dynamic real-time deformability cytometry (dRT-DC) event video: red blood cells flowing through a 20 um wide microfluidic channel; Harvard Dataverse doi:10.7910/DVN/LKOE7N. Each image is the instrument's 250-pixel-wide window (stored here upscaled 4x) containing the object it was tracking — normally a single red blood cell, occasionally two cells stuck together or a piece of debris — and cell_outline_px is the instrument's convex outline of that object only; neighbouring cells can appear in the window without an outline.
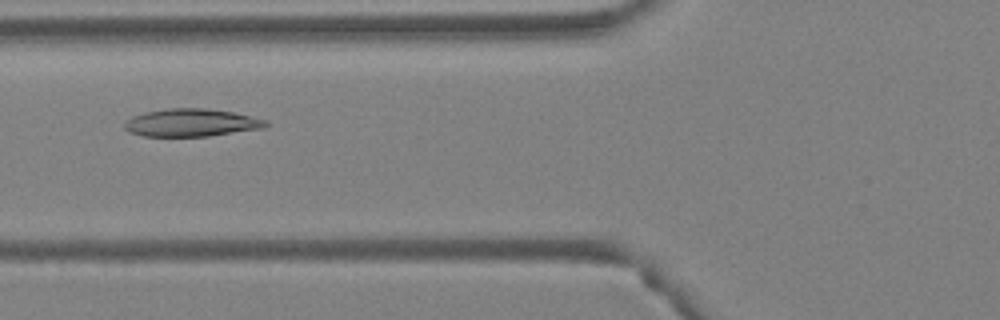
{"species": "Egyptian fruit bat (a non-hibernating species)", "species_latin": "Rousettus aegyptiacus", "temperature_condition": "warm", "stored_images_in_passage": 38, "camera_frame_rate_fps": 3000, "um_per_image_px": 0.085, "animal": {"sex": "female"}, "frame": {"image": 1, "passage_image": 8, "time_ms": 2.333, "image_size_px": [1000, 320], "cell_outline_px": [[268, 124], [264, 128], [208, 136], [144, 136], [132, 132], [124, 128], [124, 124], [132, 116], [144, 112], [168, 108], [204, 108], [232, 112], [268, 120]], "centroid_in_image_um": [16.28, 10.42], "position_along_channel_um": 109.5, "area_um2": 22.66}}
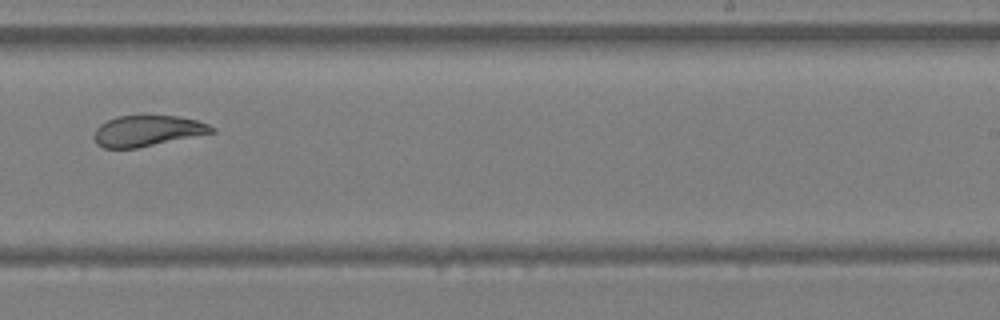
{"frame": {"image": 2, "passage_image": 20, "time_ms": 6.333, "image_size_px": [1000, 320], "cell_outline_px": [[216, 132], [136, 148], [104, 148], [96, 144], [92, 136], [96, 128], [100, 124], [108, 120], [120, 116], [176, 116], [196, 120], [208, 124], [216, 128]], "centroid_in_image_um": [12.51, 11.13], "position_along_channel_um": 276.5, "area_um2": 21.04}}
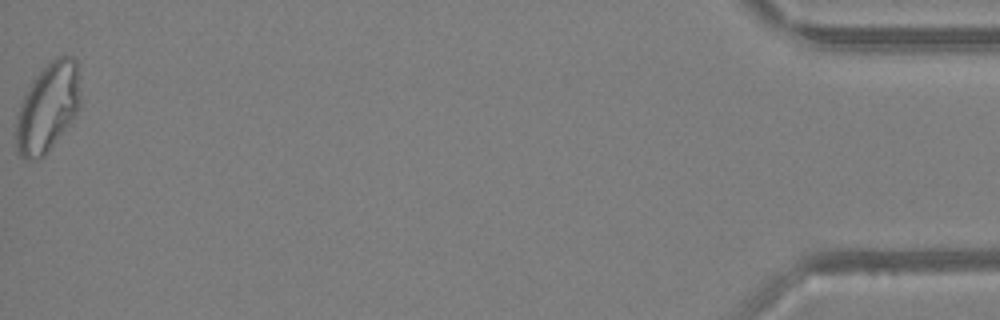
{"frame": {"image": 3, "passage_image": 38, "time_ms": 12.333, "image_size_px": [1000, 320], "cell_outline_px": [[80, 104], [76, 116], [48, 152], [44, 156], [36, 160], [24, 160], [16, 152], [16, 116], [24, 96], [32, 80], [56, 56], [76, 56], [80, 92]], "centroid_in_image_um": [4.06, 9.17], "position_along_channel_um": 431.1, "area_um2": 33.52}, "authors_computed_cell_mechanics": {"area_um2": 23.698, "velocity_mm_per_s": 4.1822, "shape_relaxation_time_tau1_ms": null, "shape_relaxation_time_tau2_ms": 2.1705, "deformation_change_tau1": null, "deformation_change_tau2": 0.0707}}